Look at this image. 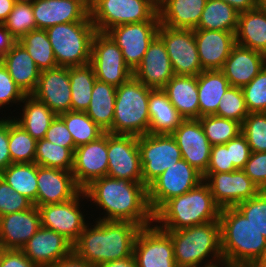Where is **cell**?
I'll use <instances>...</instances> for the list:
<instances>
[{
    "mask_svg": "<svg viewBox=\"0 0 266 267\" xmlns=\"http://www.w3.org/2000/svg\"><path fill=\"white\" fill-rule=\"evenodd\" d=\"M230 267H258L257 264H253V265H233L231 264Z\"/></svg>",
    "mask_w": 266,
    "mask_h": 267,
    "instance_id": "obj_64",
    "label": "cell"
},
{
    "mask_svg": "<svg viewBox=\"0 0 266 267\" xmlns=\"http://www.w3.org/2000/svg\"><path fill=\"white\" fill-rule=\"evenodd\" d=\"M245 105L249 113L266 112V68L242 88Z\"/></svg>",
    "mask_w": 266,
    "mask_h": 267,
    "instance_id": "obj_47",
    "label": "cell"
},
{
    "mask_svg": "<svg viewBox=\"0 0 266 267\" xmlns=\"http://www.w3.org/2000/svg\"><path fill=\"white\" fill-rule=\"evenodd\" d=\"M221 207L203 181L188 192L166 201L154 214L153 223L164 231L219 221Z\"/></svg>",
    "mask_w": 266,
    "mask_h": 267,
    "instance_id": "obj_3",
    "label": "cell"
},
{
    "mask_svg": "<svg viewBox=\"0 0 266 267\" xmlns=\"http://www.w3.org/2000/svg\"><path fill=\"white\" fill-rule=\"evenodd\" d=\"M264 68H266V51L263 53Z\"/></svg>",
    "mask_w": 266,
    "mask_h": 267,
    "instance_id": "obj_66",
    "label": "cell"
},
{
    "mask_svg": "<svg viewBox=\"0 0 266 267\" xmlns=\"http://www.w3.org/2000/svg\"><path fill=\"white\" fill-rule=\"evenodd\" d=\"M36 140L9 115V152L12 163H34Z\"/></svg>",
    "mask_w": 266,
    "mask_h": 267,
    "instance_id": "obj_42",
    "label": "cell"
},
{
    "mask_svg": "<svg viewBox=\"0 0 266 267\" xmlns=\"http://www.w3.org/2000/svg\"><path fill=\"white\" fill-rule=\"evenodd\" d=\"M32 9L37 29L57 24L91 21L89 0H34Z\"/></svg>",
    "mask_w": 266,
    "mask_h": 267,
    "instance_id": "obj_20",
    "label": "cell"
},
{
    "mask_svg": "<svg viewBox=\"0 0 266 267\" xmlns=\"http://www.w3.org/2000/svg\"><path fill=\"white\" fill-rule=\"evenodd\" d=\"M157 5L160 4L161 0H153Z\"/></svg>",
    "mask_w": 266,
    "mask_h": 267,
    "instance_id": "obj_67",
    "label": "cell"
},
{
    "mask_svg": "<svg viewBox=\"0 0 266 267\" xmlns=\"http://www.w3.org/2000/svg\"><path fill=\"white\" fill-rule=\"evenodd\" d=\"M95 267H137L134 255L99 264Z\"/></svg>",
    "mask_w": 266,
    "mask_h": 267,
    "instance_id": "obj_60",
    "label": "cell"
},
{
    "mask_svg": "<svg viewBox=\"0 0 266 267\" xmlns=\"http://www.w3.org/2000/svg\"><path fill=\"white\" fill-rule=\"evenodd\" d=\"M3 25L17 41L25 34L36 30L32 1L17 0Z\"/></svg>",
    "mask_w": 266,
    "mask_h": 267,
    "instance_id": "obj_44",
    "label": "cell"
},
{
    "mask_svg": "<svg viewBox=\"0 0 266 267\" xmlns=\"http://www.w3.org/2000/svg\"><path fill=\"white\" fill-rule=\"evenodd\" d=\"M75 148L57 146L46 139L36 142L34 162L38 166L72 171Z\"/></svg>",
    "mask_w": 266,
    "mask_h": 267,
    "instance_id": "obj_41",
    "label": "cell"
},
{
    "mask_svg": "<svg viewBox=\"0 0 266 267\" xmlns=\"http://www.w3.org/2000/svg\"><path fill=\"white\" fill-rule=\"evenodd\" d=\"M232 6L239 13L256 8L259 0H222Z\"/></svg>",
    "mask_w": 266,
    "mask_h": 267,
    "instance_id": "obj_59",
    "label": "cell"
},
{
    "mask_svg": "<svg viewBox=\"0 0 266 267\" xmlns=\"http://www.w3.org/2000/svg\"><path fill=\"white\" fill-rule=\"evenodd\" d=\"M251 224L266 238V191L235 206Z\"/></svg>",
    "mask_w": 266,
    "mask_h": 267,
    "instance_id": "obj_48",
    "label": "cell"
},
{
    "mask_svg": "<svg viewBox=\"0 0 266 267\" xmlns=\"http://www.w3.org/2000/svg\"><path fill=\"white\" fill-rule=\"evenodd\" d=\"M199 60L204 70H221L236 44L235 33L194 29Z\"/></svg>",
    "mask_w": 266,
    "mask_h": 267,
    "instance_id": "obj_26",
    "label": "cell"
},
{
    "mask_svg": "<svg viewBox=\"0 0 266 267\" xmlns=\"http://www.w3.org/2000/svg\"><path fill=\"white\" fill-rule=\"evenodd\" d=\"M202 176L215 202L221 208L235 207L260 192L242 169L232 172L204 173Z\"/></svg>",
    "mask_w": 266,
    "mask_h": 267,
    "instance_id": "obj_17",
    "label": "cell"
},
{
    "mask_svg": "<svg viewBox=\"0 0 266 267\" xmlns=\"http://www.w3.org/2000/svg\"><path fill=\"white\" fill-rule=\"evenodd\" d=\"M40 227V213L35 205L0 216V249L21 250Z\"/></svg>",
    "mask_w": 266,
    "mask_h": 267,
    "instance_id": "obj_25",
    "label": "cell"
},
{
    "mask_svg": "<svg viewBox=\"0 0 266 267\" xmlns=\"http://www.w3.org/2000/svg\"><path fill=\"white\" fill-rule=\"evenodd\" d=\"M31 95L56 115L71 111L69 68L57 66L41 71L36 90Z\"/></svg>",
    "mask_w": 266,
    "mask_h": 267,
    "instance_id": "obj_21",
    "label": "cell"
},
{
    "mask_svg": "<svg viewBox=\"0 0 266 267\" xmlns=\"http://www.w3.org/2000/svg\"><path fill=\"white\" fill-rule=\"evenodd\" d=\"M37 207L66 202L82 189L76 184L72 171L37 165Z\"/></svg>",
    "mask_w": 266,
    "mask_h": 267,
    "instance_id": "obj_22",
    "label": "cell"
},
{
    "mask_svg": "<svg viewBox=\"0 0 266 267\" xmlns=\"http://www.w3.org/2000/svg\"><path fill=\"white\" fill-rule=\"evenodd\" d=\"M90 222L73 244V251L78 256L95 267L133 255L135 239L141 226L127 221L94 219Z\"/></svg>",
    "mask_w": 266,
    "mask_h": 267,
    "instance_id": "obj_2",
    "label": "cell"
},
{
    "mask_svg": "<svg viewBox=\"0 0 266 267\" xmlns=\"http://www.w3.org/2000/svg\"><path fill=\"white\" fill-rule=\"evenodd\" d=\"M153 89L131 77L116 89L112 134L142 136L149 133V94Z\"/></svg>",
    "mask_w": 266,
    "mask_h": 267,
    "instance_id": "obj_6",
    "label": "cell"
},
{
    "mask_svg": "<svg viewBox=\"0 0 266 267\" xmlns=\"http://www.w3.org/2000/svg\"><path fill=\"white\" fill-rule=\"evenodd\" d=\"M117 87L96 80L86 114L105 132L112 134Z\"/></svg>",
    "mask_w": 266,
    "mask_h": 267,
    "instance_id": "obj_35",
    "label": "cell"
},
{
    "mask_svg": "<svg viewBox=\"0 0 266 267\" xmlns=\"http://www.w3.org/2000/svg\"><path fill=\"white\" fill-rule=\"evenodd\" d=\"M239 12L222 0H207L196 29L236 32Z\"/></svg>",
    "mask_w": 266,
    "mask_h": 267,
    "instance_id": "obj_36",
    "label": "cell"
},
{
    "mask_svg": "<svg viewBox=\"0 0 266 267\" xmlns=\"http://www.w3.org/2000/svg\"><path fill=\"white\" fill-rule=\"evenodd\" d=\"M19 42L27 50L40 71L58 66L46 30H32L25 34Z\"/></svg>",
    "mask_w": 266,
    "mask_h": 267,
    "instance_id": "obj_39",
    "label": "cell"
},
{
    "mask_svg": "<svg viewBox=\"0 0 266 267\" xmlns=\"http://www.w3.org/2000/svg\"><path fill=\"white\" fill-rule=\"evenodd\" d=\"M21 251L38 267H47L73 251V244L56 231L40 227Z\"/></svg>",
    "mask_w": 266,
    "mask_h": 267,
    "instance_id": "obj_23",
    "label": "cell"
},
{
    "mask_svg": "<svg viewBox=\"0 0 266 267\" xmlns=\"http://www.w3.org/2000/svg\"><path fill=\"white\" fill-rule=\"evenodd\" d=\"M71 87V111L85 112L91 101L95 72L92 65L69 67Z\"/></svg>",
    "mask_w": 266,
    "mask_h": 267,
    "instance_id": "obj_38",
    "label": "cell"
},
{
    "mask_svg": "<svg viewBox=\"0 0 266 267\" xmlns=\"http://www.w3.org/2000/svg\"><path fill=\"white\" fill-rule=\"evenodd\" d=\"M47 267H93L88 261L78 256L74 251L61 260Z\"/></svg>",
    "mask_w": 266,
    "mask_h": 267,
    "instance_id": "obj_57",
    "label": "cell"
},
{
    "mask_svg": "<svg viewBox=\"0 0 266 267\" xmlns=\"http://www.w3.org/2000/svg\"><path fill=\"white\" fill-rule=\"evenodd\" d=\"M89 8L96 31L103 33L121 24L160 21L153 0H89Z\"/></svg>",
    "mask_w": 266,
    "mask_h": 267,
    "instance_id": "obj_8",
    "label": "cell"
},
{
    "mask_svg": "<svg viewBox=\"0 0 266 267\" xmlns=\"http://www.w3.org/2000/svg\"><path fill=\"white\" fill-rule=\"evenodd\" d=\"M219 222L223 260L233 265L257 264L266 238L236 207L221 208Z\"/></svg>",
    "mask_w": 266,
    "mask_h": 267,
    "instance_id": "obj_4",
    "label": "cell"
},
{
    "mask_svg": "<svg viewBox=\"0 0 266 267\" xmlns=\"http://www.w3.org/2000/svg\"><path fill=\"white\" fill-rule=\"evenodd\" d=\"M11 162L9 152V116L0 117V172L6 169Z\"/></svg>",
    "mask_w": 266,
    "mask_h": 267,
    "instance_id": "obj_56",
    "label": "cell"
},
{
    "mask_svg": "<svg viewBox=\"0 0 266 267\" xmlns=\"http://www.w3.org/2000/svg\"><path fill=\"white\" fill-rule=\"evenodd\" d=\"M0 61L7 68L14 82L26 95H30L36 90L41 71L19 41Z\"/></svg>",
    "mask_w": 266,
    "mask_h": 267,
    "instance_id": "obj_30",
    "label": "cell"
},
{
    "mask_svg": "<svg viewBox=\"0 0 266 267\" xmlns=\"http://www.w3.org/2000/svg\"><path fill=\"white\" fill-rule=\"evenodd\" d=\"M44 139L66 148H75L72 135L68 131L64 121L57 115L45 133Z\"/></svg>",
    "mask_w": 266,
    "mask_h": 267,
    "instance_id": "obj_53",
    "label": "cell"
},
{
    "mask_svg": "<svg viewBox=\"0 0 266 267\" xmlns=\"http://www.w3.org/2000/svg\"><path fill=\"white\" fill-rule=\"evenodd\" d=\"M225 145L229 151L230 163H232L237 170L243 169L251 154L246 137L240 133L237 137L225 143Z\"/></svg>",
    "mask_w": 266,
    "mask_h": 267,
    "instance_id": "obj_52",
    "label": "cell"
},
{
    "mask_svg": "<svg viewBox=\"0 0 266 267\" xmlns=\"http://www.w3.org/2000/svg\"><path fill=\"white\" fill-rule=\"evenodd\" d=\"M174 75L165 44L157 35L133 71V77L152 89H162Z\"/></svg>",
    "mask_w": 266,
    "mask_h": 267,
    "instance_id": "obj_24",
    "label": "cell"
},
{
    "mask_svg": "<svg viewBox=\"0 0 266 267\" xmlns=\"http://www.w3.org/2000/svg\"><path fill=\"white\" fill-rule=\"evenodd\" d=\"M16 2L17 0H0V24L7 20Z\"/></svg>",
    "mask_w": 266,
    "mask_h": 267,
    "instance_id": "obj_61",
    "label": "cell"
},
{
    "mask_svg": "<svg viewBox=\"0 0 266 267\" xmlns=\"http://www.w3.org/2000/svg\"><path fill=\"white\" fill-rule=\"evenodd\" d=\"M83 191L91 203L87 208L94 205L103 210L98 220L127 221L141 227L153 224L148 190L143 183L105 176L93 180Z\"/></svg>",
    "mask_w": 266,
    "mask_h": 267,
    "instance_id": "obj_1",
    "label": "cell"
},
{
    "mask_svg": "<svg viewBox=\"0 0 266 267\" xmlns=\"http://www.w3.org/2000/svg\"><path fill=\"white\" fill-rule=\"evenodd\" d=\"M0 176L15 192L25 196L37 206V164L12 163L0 172Z\"/></svg>",
    "mask_w": 266,
    "mask_h": 267,
    "instance_id": "obj_37",
    "label": "cell"
},
{
    "mask_svg": "<svg viewBox=\"0 0 266 267\" xmlns=\"http://www.w3.org/2000/svg\"><path fill=\"white\" fill-rule=\"evenodd\" d=\"M230 87L221 70H204L197 75L200 118L217 112L222 95Z\"/></svg>",
    "mask_w": 266,
    "mask_h": 267,
    "instance_id": "obj_34",
    "label": "cell"
},
{
    "mask_svg": "<svg viewBox=\"0 0 266 267\" xmlns=\"http://www.w3.org/2000/svg\"><path fill=\"white\" fill-rule=\"evenodd\" d=\"M85 201L89 202L85 192L81 190L74 198L66 202L37 207L40 213L41 226L56 231L74 244L89 222L84 214L85 209L83 207L85 205L83 203Z\"/></svg>",
    "mask_w": 266,
    "mask_h": 267,
    "instance_id": "obj_10",
    "label": "cell"
},
{
    "mask_svg": "<svg viewBox=\"0 0 266 267\" xmlns=\"http://www.w3.org/2000/svg\"><path fill=\"white\" fill-rule=\"evenodd\" d=\"M235 170L237 169L230 163L229 151L226 145L212 146L209 165L205 173L232 172Z\"/></svg>",
    "mask_w": 266,
    "mask_h": 267,
    "instance_id": "obj_54",
    "label": "cell"
},
{
    "mask_svg": "<svg viewBox=\"0 0 266 267\" xmlns=\"http://www.w3.org/2000/svg\"><path fill=\"white\" fill-rule=\"evenodd\" d=\"M133 255L137 267H177L171 236L154 223L139 230Z\"/></svg>",
    "mask_w": 266,
    "mask_h": 267,
    "instance_id": "obj_15",
    "label": "cell"
},
{
    "mask_svg": "<svg viewBox=\"0 0 266 267\" xmlns=\"http://www.w3.org/2000/svg\"><path fill=\"white\" fill-rule=\"evenodd\" d=\"M259 5L266 8V0H259Z\"/></svg>",
    "mask_w": 266,
    "mask_h": 267,
    "instance_id": "obj_65",
    "label": "cell"
},
{
    "mask_svg": "<svg viewBox=\"0 0 266 267\" xmlns=\"http://www.w3.org/2000/svg\"><path fill=\"white\" fill-rule=\"evenodd\" d=\"M182 154V159L202 175L207 171L212 145L198 119H185L171 133Z\"/></svg>",
    "mask_w": 266,
    "mask_h": 267,
    "instance_id": "obj_19",
    "label": "cell"
},
{
    "mask_svg": "<svg viewBox=\"0 0 266 267\" xmlns=\"http://www.w3.org/2000/svg\"><path fill=\"white\" fill-rule=\"evenodd\" d=\"M264 67L263 53L235 44L221 69L231 87L249 84Z\"/></svg>",
    "mask_w": 266,
    "mask_h": 267,
    "instance_id": "obj_27",
    "label": "cell"
},
{
    "mask_svg": "<svg viewBox=\"0 0 266 267\" xmlns=\"http://www.w3.org/2000/svg\"><path fill=\"white\" fill-rule=\"evenodd\" d=\"M230 265L231 264H229L225 260H222V261L217 262L215 264H211V265H208V266H202V267H230Z\"/></svg>",
    "mask_w": 266,
    "mask_h": 267,
    "instance_id": "obj_62",
    "label": "cell"
},
{
    "mask_svg": "<svg viewBox=\"0 0 266 267\" xmlns=\"http://www.w3.org/2000/svg\"><path fill=\"white\" fill-rule=\"evenodd\" d=\"M151 134H171L184 120L162 89H153L149 94Z\"/></svg>",
    "mask_w": 266,
    "mask_h": 267,
    "instance_id": "obj_33",
    "label": "cell"
},
{
    "mask_svg": "<svg viewBox=\"0 0 266 267\" xmlns=\"http://www.w3.org/2000/svg\"><path fill=\"white\" fill-rule=\"evenodd\" d=\"M143 184L148 187L167 168L182 159L171 134H145L138 137Z\"/></svg>",
    "mask_w": 266,
    "mask_h": 267,
    "instance_id": "obj_9",
    "label": "cell"
},
{
    "mask_svg": "<svg viewBox=\"0 0 266 267\" xmlns=\"http://www.w3.org/2000/svg\"><path fill=\"white\" fill-rule=\"evenodd\" d=\"M158 36L165 44L175 75L197 76L203 71L194 29H172L160 24Z\"/></svg>",
    "mask_w": 266,
    "mask_h": 267,
    "instance_id": "obj_13",
    "label": "cell"
},
{
    "mask_svg": "<svg viewBox=\"0 0 266 267\" xmlns=\"http://www.w3.org/2000/svg\"><path fill=\"white\" fill-rule=\"evenodd\" d=\"M207 0H161L160 24L172 29H196Z\"/></svg>",
    "mask_w": 266,
    "mask_h": 267,
    "instance_id": "obj_28",
    "label": "cell"
},
{
    "mask_svg": "<svg viewBox=\"0 0 266 267\" xmlns=\"http://www.w3.org/2000/svg\"><path fill=\"white\" fill-rule=\"evenodd\" d=\"M16 110L22 112L13 119L36 141L44 138L52 121L57 116L45 103L37 100L33 95H26Z\"/></svg>",
    "mask_w": 266,
    "mask_h": 267,
    "instance_id": "obj_32",
    "label": "cell"
},
{
    "mask_svg": "<svg viewBox=\"0 0 266 267\" xmlns=\"http://www.w3.org/2000/svg\"><path fill=\"white\" fill-rule=\"evenodd\" d=\"M242 170L260 191H266V152H251Z\"/></svg>",
    "mask_w": 266,
    "mask_h": 267,
    "instance_id": "obj_51",
    "label": "cell"
},
{
    "mask_svg": "<svg viewBox=\"0 0 266 267\" xmlns=\"http://www.w3.org/2000/svg\"><path fill=\"white\" fill-rule=\"evenodd\" d=\"M209 143L221 145L229 142L241 133V123L216 115H206L198 119Z\"/></svg>",
    "mask_w": 266,
    "mask_h": 267,
    "instance_id": "obj_43",
    "label": "cell"
},
{
    "mask_svg": "<svg viewBox=\"0 0 266 267\" xmlns=\"http://www.w3.org/2000/svg\"><path fill=\"white\" fill-rule=\"evenodd\" d=\"M203 182V176L185 160L167 168L148 187V204L154 214L166 201L180 196Z\"/></svg>",
    "mask_w": 266,
    "mask_h": 267,
    "instance_id": "obj_11",
    "label": "cell"
},
{
    "mask_svg": "<svg viewBox=\"0 0 266 267\" xmlns=\"http://www.w3.org/2000/svg\"><path fill=\"white\" fill-rule=\"evenodd\" d=\"M257 265L266 267V248H265V251H264L263 256H262V257L260 258V260L257 262Z\"/></svg>",
    "mask_w": 266,
    "mask_h": 267,
    "instance_id": "obj_63",
    "label": "cell"
},
{
    "mask_svg": "<svg viewBox=\"0 0 266 267\" xmlns=\"http://www.w3.org/2000/svg\"><path fill=\"white\" fill-rule=\"evenodd\" d=\"M0 267H38L21 250L0 249Z\"/></svg>",
    "mask_w": 266,
    "mask_h": 267,
    "instance_id": "obj_55",
    "label": "cell"
},
{
    "mask_svg": "<svg viewBox=\"0 0 266 267\" xmlns=\"http://www.w3.org/2000/svg\"><path fill=\"white\" fill-rule=\"evenodd\" d=\"M236 44L264 53L266 51V8L240 12L235 32Z\"/></svg>",
    "mask_w": 266,
    "mask_h": 267,
    "instance_id": "obj_31",
    "label": "cell"
},
{
    "mask_svg": "<svg viewBox=\"0 0 266 267\" xmlns=\"http://www.w3.org/2000/svg\"><path fill=\"white\" fill-rule=\"evenodd\" d=\"M90 64L97 80L115 87H119L133 76V71L125 63L121 49L107 33H95Z\"/></svg>",
    "mask_w": 266,
    "mask_h": 267,
    "instance_id": "obj_12",
    "label": "cell"
},
{
    "mask_svg": "<svg viewBox=\"0 0 266 267\" xmlns=\"http://www.w3.org/2000/svg\"><path fill=\"white\" fill-rule=\"evenodd\" d=\"M26 94L14 82L7 68L0 61V110L21 104ZM9 105V106H8Z\"/></svg>",
    "mask_w": 266,
    "mask_h": 267,
    "instance_id": "obj_50",
    "label": "cell"
},
{
    "mask_svg": "<svg viewBox=\"0 0 266 267\" xmlns=\"http://www.w3.org/2000/svg\"><path fill=\"white\" fill-rule=\"evenodd\" d=\"M162 90L184 120L200 118L197 76L174 75Z\"/></svg>",
    "mask_w": 266,
    "mask_h": 267,
    "instance_id": "obj_29",
    "label": "cell"
},
{
    "mask_svg": "<svg viewBox=\"0 0 266 267\" xmlns=\"http://www.w3.org/2000/svg\"><path fill=\"white\" fill-rule=\"evenodd\" d=\"M17 40L3 24H0V60L14 46Z\"/></svg>",
    "mask_w": 266,
    "mask_h": 267,
    "instance_id": "obj_58",
    "label": "cell"
},
{
    "mask_svg": "<svg viewBox=\"0 0 266 267\" xmlns=\"http://www.w3.org/2000/svg\"><path fill=\"white\" fill-rule=\"evenodd\" d=\"M160 21H143L115 26L106 33L118 45L128 67L134 71L158 35Z\"/></svg>",
    "mask_w": 266,
    "mask_h": 267,
    "instance_id": "obj_14",
    "label": "cell"
},
{
    "mask_svg": "<svg viewBox=\"0 0 266 267\" xmlns=\"http://www.w3.org/2000/svg\"><path fill=\"white\" fill-rule=\"evenodd\" d=\"M166 232L172 239L177 267H202L223 260L219 221Z\"/></svg>",
    "mask_w": 266,
    "mask_h": 267,
    "instance_id": "obj_5",
    "label": "cell"
},
{
    "mask_svg": "<svg viewBox=\"0 0 266 267\" xmlns=\"http://www.w3.org/2000/svg\"><path fill=\"white\" fill-rule=\"evenodd\" d=\"M251 152H266V112H251L241 124Z\"/></svg>",
    "mask_w": 266,
    "mask_h": 267,
    "instance_id": "obj_45",
    "label": "cell"
},
{
    "mask_svg": "<svg viewBox=\"0 0 266 267\" xmlns=\"http://www.w3.org/2000/svg\"><path fill=\"white\" fill-rule=\"evenodd\" d=\"M107 176L143 183L138 137L108 133Z\"/></svg>",
    "mask_w": 266,
    "mask_h": 267,
    "instance_id": "obj_16",
    "label": "cell"
},
{
    "mask_svg": "<svg viewBox=\"0 0 266 267\" xmlns=\"http://www.w3.org/2000/svg\"><path fill=\"white\" fill-rule=\"evenodd\" d=\"M33 203L5 182L0 176V216L27 210Z\"/></svg>",
    "mask_w": 266,
    "mask_h": 267,
    "instance_id": "obj_49",
    "label": "cell"
},
{
    "mask_svg": "<svg viewBox=\"0 0 266 267\" xmlns=\"http://www.w3.org/2000/svg\"><path fill=\"white\" fill-rule=\"evenodd\" d=\"M58 66L75 67L90 63L96 28L92 21L57 24L46 29Z\"/></svg>",
    "mask_w": 266,
    "mask_h": 267,
    "instance_id": "obj_7",
    "label": "cell"
},
{
    "mask_svg": "<svg viewBox=\"0 0 266 267\" xmlns=\"http://www.w3.org/2000/svg\"><path fill=\"white\" fill-rule=\"evenodd\" d=\"M72 135L75 149L81 145L97 140L105 131L87 114L80 111H68L58 115Z\"/></svg>",
    "mask_w": 266,
    "mask_h": 267,
    "instance_id": "obj_40",
    "label": "cell"
},
{
    "mask_svg": "<svg viewBox=\"0 0 266 267\" xmlns=\"http://www.w3.org/2000/svg\"><path fill=\"white\" fill-rule=\"evenodd\" d=\"M108 132L97 140L77 147L74 151L72 174L76 184L83 190L93 180L107 176Z\"/></svg>",
    "mask_w": 266,
    "mask_h": 267,
    "instance_id": "obj_18",
    "label": "cell"
},
{
    "mask_svg": "<svg viewBox=\"0 0 266 267\" xmlns=\"http://www.w3.org/2000/svg\"><path fill=\"white\" fill-rule=\"evenodd\" d=\"M248 114L242 89L240 87H230L222 95L217 112L214 115L238 121L242 124Z\"/></svg>",
    "mask_w": 266,
    "mask_h": 267,
    "instance_id": "obj_46",
    "label": "cell"
}]
</instances>
